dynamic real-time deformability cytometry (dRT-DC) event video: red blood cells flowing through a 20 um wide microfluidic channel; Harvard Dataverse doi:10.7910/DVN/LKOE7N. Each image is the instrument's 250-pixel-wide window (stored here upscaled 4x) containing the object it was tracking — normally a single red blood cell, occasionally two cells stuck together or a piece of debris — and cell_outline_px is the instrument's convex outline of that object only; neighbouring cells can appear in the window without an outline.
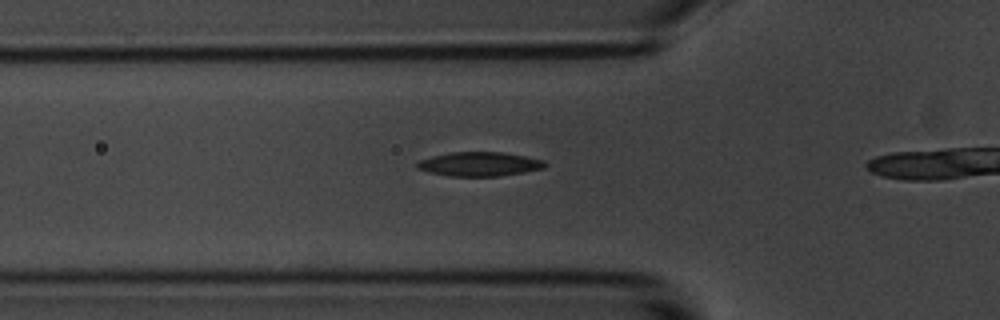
{"species": "common noctule bat (a hibernating species)", "species_latin": "Nyctalus noctula", "temperature_condition": "room temperature", "stored_images_in_passage": 12, "camera_frame_rate_fps": 3000, "um_per_image_px": 0.085, "animal": {"sex": "male", "body_mass_g": 20.1, "forearm_length_mm": 53.5}, "frame": {"image": 1, "passage_image": 7, "time_ms": 2.0, "image_size_px": [1000, 320], "cell_outline_px": [[548, 164], [544, 168], [524, 172], [500, 176], [448, 176], [428, 172], [416, 168], [416, 164], [420, 160], [432, 156], [452, 152], [504, 152], [544, 160]], "centroid_in_image_um": [40.76, 13.95], "position_along_channel_um": 85.0, "area_um2": 18.03}}
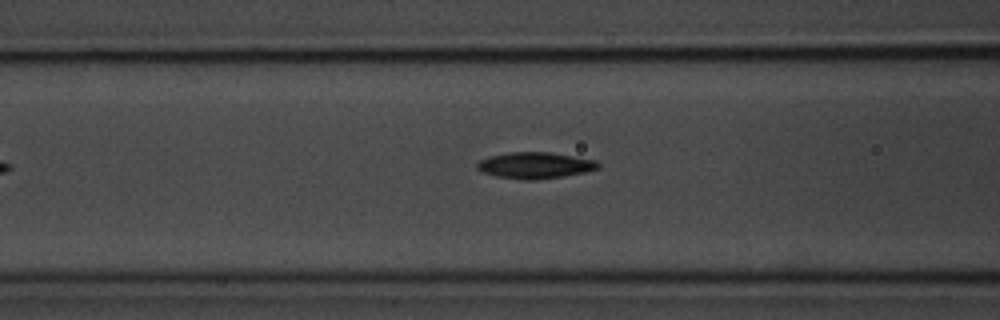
{"frame": {"image": 2, "passage_image": 10, "time_ms": 3.0, "image_size_px": [1000, 320], "cell_outline_px": [[600, 168], [584, 172], [564, 176], [536, 180], [524, 180], [496, 176], [484, 172], [476, 168], [476, 164], [480, 160], [488, 156], [508, 152], [552, 152], [596, 160], [600, 164]], "centroid_in_image_um": [45.49, 14.05], "position_along_channel_um": 121.1, "area_um2": 18.67}}